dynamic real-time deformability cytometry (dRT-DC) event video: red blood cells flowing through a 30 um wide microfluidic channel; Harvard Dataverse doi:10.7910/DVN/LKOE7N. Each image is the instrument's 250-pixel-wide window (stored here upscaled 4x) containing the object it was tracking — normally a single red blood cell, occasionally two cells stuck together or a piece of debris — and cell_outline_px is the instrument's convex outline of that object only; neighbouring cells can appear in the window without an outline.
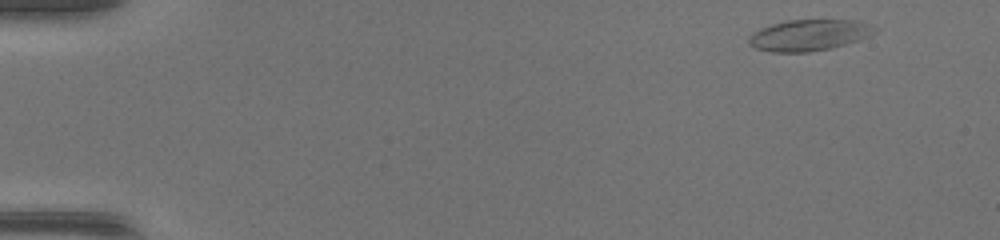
{"species": "common noctule bat (a hibernating species)", "species_latin": "Nyctalus noctula", "temperature_condition": "warm", "stored_images_in_passage": 45, "camera_frame_rate_fps": 3000, "um_per_image_px": 0.085, "animal": {"sex": "female", "body_mass_g": 17.0, "forearm_length_mm": 48.0}, "frame": {"image": 1, "passage_image": 2, "time_ms": 0.333, "image_size_px": [1000, 240], "cell_outline_px": [[876, 32], [860, 40], [832, 48], [808, 52], [772, 52], [756, 48], [748, 44], [748, 36], [760, 28], [784, 20], [860, 20], [872, 28]], "centroid_in_image_um": [68.72, 2.99], "position_along_channel_um": 16.3, "area_um2": 22.83}}
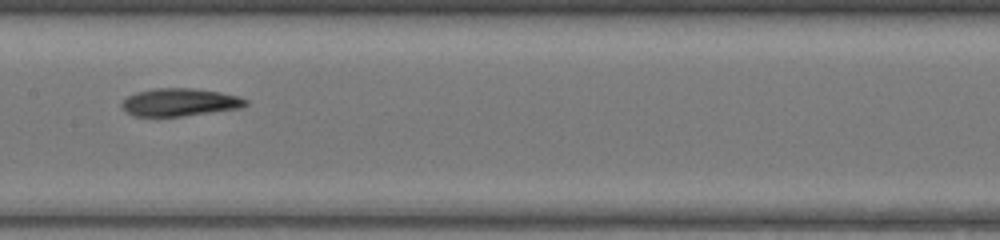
{"frame": {"image": 2, "passage_image": 23, "time_ms": 7.333, "image_size_px": [1000, 240], "cell_outline_px": [[248, 104], [240, 108], [180, 116], [132, 116], [120, 104], [128, 96], [136, 92], [156, 88], [192, 88], [220, 92], [240, 96], [248, 100]], "centroid_in_image_um": [15.3, 8.68], "position_along_channel_um": 192.1, "area_um2": 19.88}}
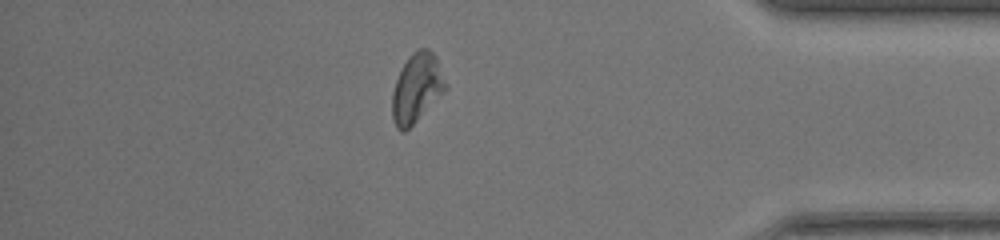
{"frame": {"image": 3, "passage_image": 39, "time_ms": 12.667, "image_size_px": [1000, 240], "cell_outline_px": [[448, 88], [404, 132], [400, 132], [396, 128], [392, 120], [392, 92], [396, 80], [408, 56], [412, 52], [420, 48], [428, 48], [436, 56], [448, 84]], "centroid_in_image_um": [35.43, 7.46], "position_along_channel_um": 399.8, "area_um2": 21.44}}